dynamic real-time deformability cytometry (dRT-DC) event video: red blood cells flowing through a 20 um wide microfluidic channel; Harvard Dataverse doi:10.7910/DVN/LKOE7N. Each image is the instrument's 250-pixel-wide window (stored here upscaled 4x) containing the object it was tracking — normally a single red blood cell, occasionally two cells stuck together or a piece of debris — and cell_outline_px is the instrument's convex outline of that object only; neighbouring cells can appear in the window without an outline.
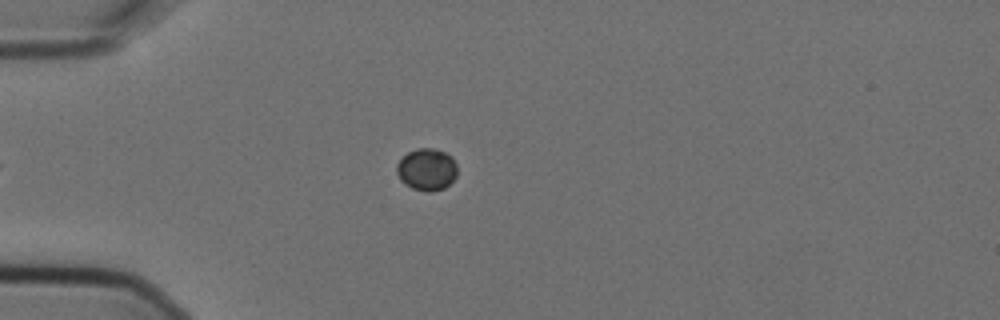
{"species": "Egyptian fruit bat (a non-hibernating species)", "species_latin": "Rousettus aegyptiacus", "temperature_condition": "cold", "stored_images_in_passage": 8, "camera_frame_rate_fps": 3000, "um_per_image_px": 0.085, "animal": {"sex": "female"}, "frame": {"image": 1, "passage_image": 3, "time_ms": 0.667, "image_size_px": [1000, 320], "cell_outline_px": [[456, 176], [444, 188], [428, 192], [412, 188], [404, 184], [400, 180], [396, 172], [396, 164], [408, 152], [416, 148], [432, 148], [444, 152], [452, 156], [456, 164]], "centroid_in_image_um": [36.25, 14.4], "position_along_channel_um": 48.7, "area_um2": 14.8}}
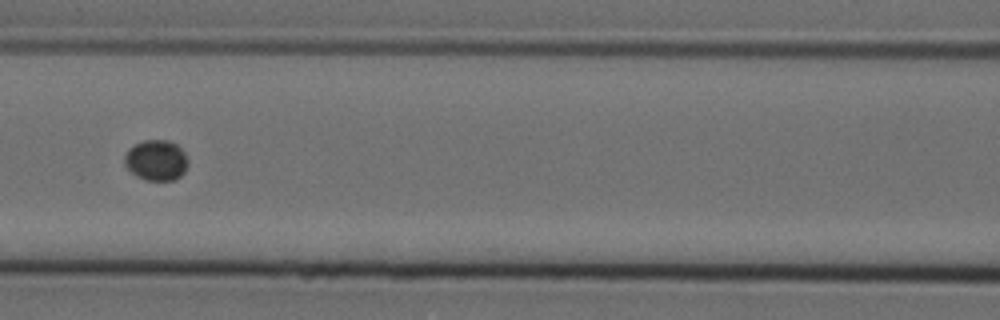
{"frame": {"image": 2, "passage_image": 6, "time_ms": 1.667, "image_size_px": [1000, 320], "cell_outline_px": [[188, 164], [184, 172], [180, 176], [172, 180], [144, 180], [136, 176], [124, 164], [124, 156], [128, 148], [144, 140], [168, 140], [176, 144], [184, 152], [188, 160]], "centroid_in_image_um": [13.27, 13.62], "position_along_channel_um": 153.3, "area_um2": 15.03}}
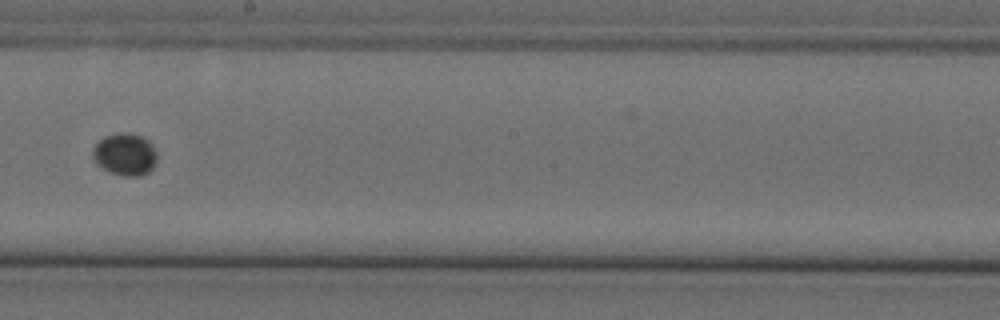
{"frame": {"image": 3, "passage_image": 8, "time_ms": 2.333, "image_size_px": [1000, 320], "cell_outline_px": [[156, 164], [148, 172], [140, 176], [124, 176], [108, 172], [96, 164], [92, 156], [92, 148], [104, 136], [116, 132], [128, 132], [140, 136], [148, 140], [152, 144], [156, 152]], "centroid_in_image_um": [10.61, 13.12], "position_along_channel_um": 237.6, "area_um2": 16.07}}